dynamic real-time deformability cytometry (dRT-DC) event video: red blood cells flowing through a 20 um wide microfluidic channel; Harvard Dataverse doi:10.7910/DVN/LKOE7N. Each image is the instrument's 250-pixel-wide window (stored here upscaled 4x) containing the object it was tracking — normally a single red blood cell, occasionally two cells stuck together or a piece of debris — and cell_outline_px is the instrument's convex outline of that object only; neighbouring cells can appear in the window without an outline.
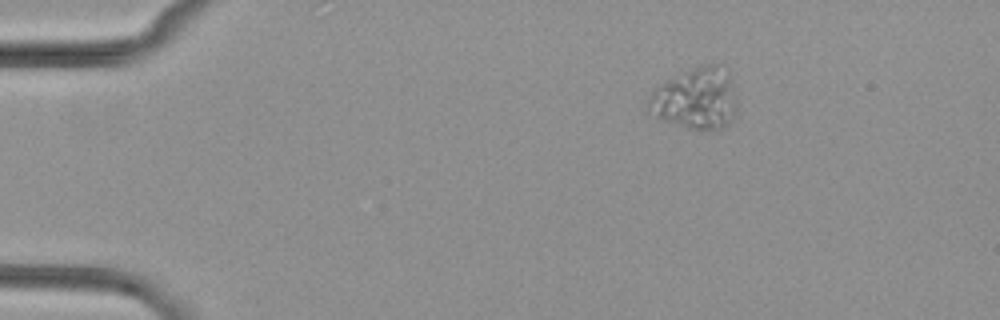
{"species": "common noctule bat (a hibernating species)", "species_latin": "Nyctalus noctula", "temperature_condition": "cold", "stored_images_in_passage": 4, "camera_frame_rate_fps": 3000, "um_per_image_px": 0.085, "animal": {"sex": "female", "body_mass_g": 29.2, "forearm_length_mm": 56.3}, "frame": {"image": 1, "passage_image": 1, "time_ms": 0.0, "image_size_px": [1000, 320], "cell_outline_px": [[736, 116], [724, 128], [688, 128], [664, 120], [644, 112], [644, 108], [656, 84], [684, 72], [704, 64], [724, 64], [728, 68], [736, 100]], "centroid_in_image_um": [59.12, 8.36], "position_along_channel_um": 25.9, "area_um2": 32.19}}
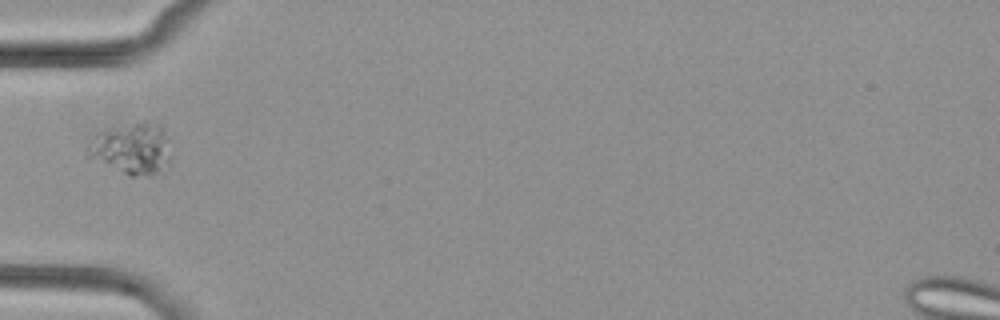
{"frame": {"image": 2, "passage_image": 4, "time_ms": 3.333, "image_size_px": [1000, 320], "cell_outline_px": [[172, 160], [168, 164], [152, 176], [128, 176], [84, 156], [84, 152], [88, 144], [100, 132], [144, 120], [164, 124]], "centroid_in_image_um": [11.23, 12.64], "position_along_channel_um": 73.8, "area_um2": 25.49}}